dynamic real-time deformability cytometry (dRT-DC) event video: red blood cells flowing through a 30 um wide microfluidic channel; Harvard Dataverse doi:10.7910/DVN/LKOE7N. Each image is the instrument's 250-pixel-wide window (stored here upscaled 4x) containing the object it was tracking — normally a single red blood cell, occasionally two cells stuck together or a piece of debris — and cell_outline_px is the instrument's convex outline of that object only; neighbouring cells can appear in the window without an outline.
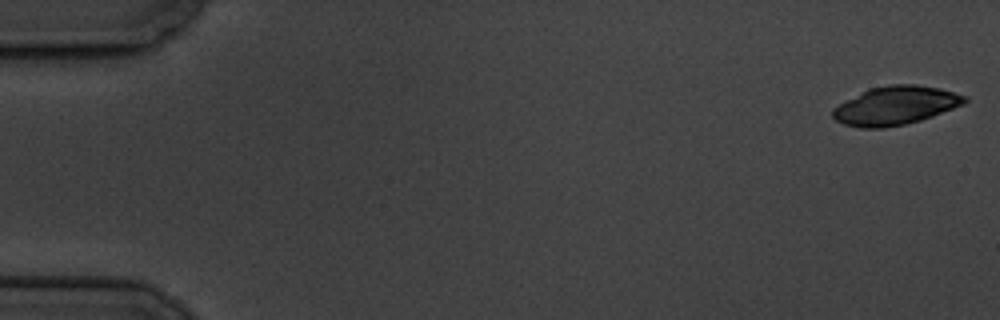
{"species": "common noctule bat (a hibernating species)", "species_latin": "Nyctalus noctula", "temperature_condition": "cold", "stored_images_in_passage": 57, "camera_frame_rate_fps": 3000, "um_per_image_px": 0.085, "animal": {"sex": "male", "body_mass_g": 19.5, "forearm_length_mm": 54.6}, "frame": {"image": 1, "passage_image": 1, "time_ms": 0.0, "image_size_px": [1000, 320], "cell_outline_px": [[968, 100], [964, 104], [932, 116], [920, 120], [904, 124], [884, 128], [860, 128], [844, 124], [836, 120], [832, 116], [832, 108], [868, 88], [888, 84], [916, 84], [940, 88], [968, 96]], "centroid_in_image_um": [76.12, 8.96], "position_along_channel_um": 8.9, "area_um2": 29.71}}